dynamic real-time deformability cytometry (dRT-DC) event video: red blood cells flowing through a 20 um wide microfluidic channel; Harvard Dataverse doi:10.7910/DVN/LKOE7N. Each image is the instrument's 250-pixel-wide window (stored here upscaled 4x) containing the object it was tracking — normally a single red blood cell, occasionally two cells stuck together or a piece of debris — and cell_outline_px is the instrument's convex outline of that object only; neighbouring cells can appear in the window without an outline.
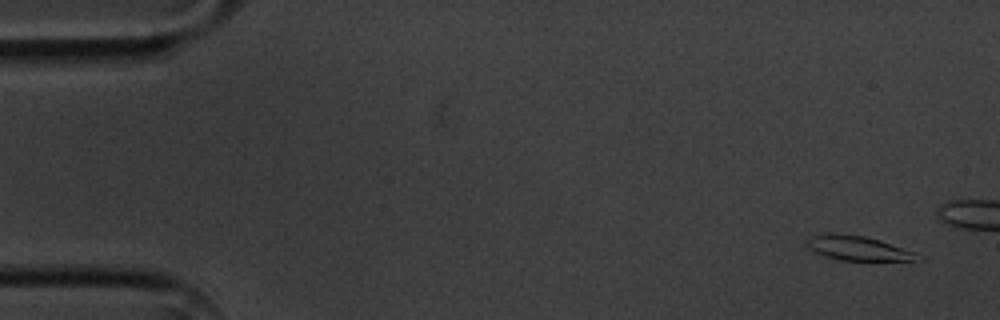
{"species": "common noctule bat (a hibernating species)", "species_latin": "Nyctalus noctula", "temperature_condition": "cold", "stored_images_in_passage": 5, "camera_frame_rate_fps": 3000, "um_per_image_px": 0.085, "animal": {"sex": "male", "body_mass_g": 20.1, "forearm_length_mm": 53.5}, "frame": {"image": 1, "passage_image": 1, "time_ms": 0.0, "image_size_px": [1000, 320], "cell_outline_px": [[924, 260], [840, 260], [824, 256], [812, 252], [804, 248], [804, 244], [812, 236], [840, 232], [864, 236], [880, 240], [916, 252], [924, 256]], "centroid_in_image_um": [72.91, 21.1], "position_along_channel_um": 12.1, "area_um2": 16.13}}